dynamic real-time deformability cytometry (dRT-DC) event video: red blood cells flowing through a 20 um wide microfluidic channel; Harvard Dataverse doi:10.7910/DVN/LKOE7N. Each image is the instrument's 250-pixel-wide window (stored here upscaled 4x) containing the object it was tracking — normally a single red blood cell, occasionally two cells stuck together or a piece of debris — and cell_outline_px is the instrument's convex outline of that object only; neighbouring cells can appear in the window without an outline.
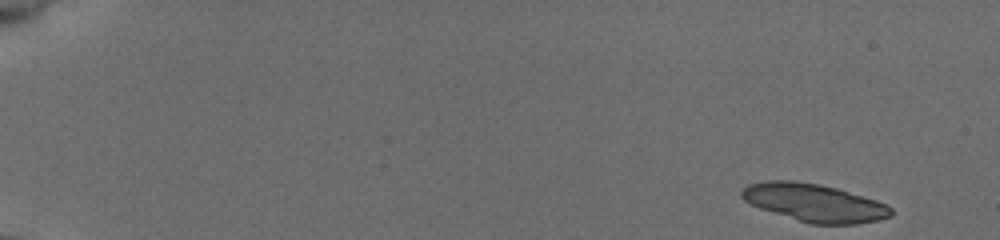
{"species": "common noctule bat (a hibernating species)", "species_latin": "Nyctalus noctula", "temperature_condition": "cold", "stored_images_in_passage": 31, "camera_frame_rate_fps": 3000, "um_per_image_px": 0.085, "animal": {"sex": "female", "body_mass_g": 19.5, "forearm_length_mm": 54.1}, "frame": {"image": 1, "passage_image": 1, "time_ms": 0.0, "image_size_px": [1000, 240], "cell_outline_px": [[892, 216], [880, 220], [856, 224], [808, 224], [760, 208], [744, 200], [740, 196], [740, 192], [748, 184], [768, 180], [792, 180], [816, 184], [836, 188], [876, 200], [888, 204], [892, 208]], "centroid_in_image_um": [69.23, 17.24], "position_along_channel_um": 15.8, "area_um2": 32.95}}
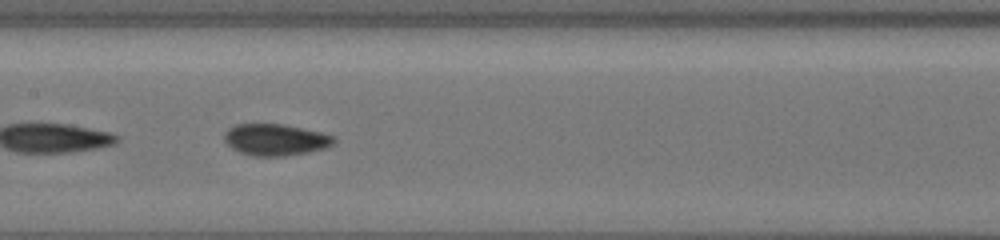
{"frame": {"image": 2, "passage_image": 27, "time_ms": 8.667, "image_size_px": [1000, 240], "cell_outline_px": [[336, 140], [332, 144], [324, 148], [308, 152], [284, 156], [252, 156], [240, 152], [232, 148], [224, 140], [224, 132], [228, 128], [236, 124], [284, 124], [320, 132], [336, 136]], "centroid_in_image_um": [23.4, 11.87], "position_along_channel_um": 184.0, "area_um2": 20.17}}